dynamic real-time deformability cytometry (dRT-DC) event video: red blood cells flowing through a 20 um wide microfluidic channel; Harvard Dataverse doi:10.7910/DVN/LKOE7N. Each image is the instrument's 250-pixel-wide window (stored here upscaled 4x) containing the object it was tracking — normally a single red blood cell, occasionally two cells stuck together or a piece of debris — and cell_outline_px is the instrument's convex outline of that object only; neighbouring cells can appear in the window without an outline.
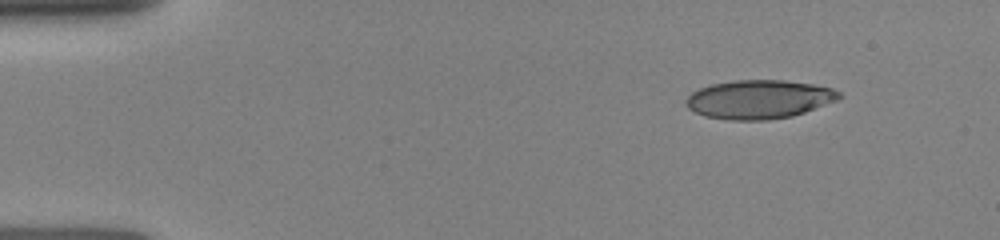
{"species": "human", "species_latin": "Homo sapiens", "temperature_condition": "room temperature", "stored_images_in_passage": 61, "camera_frame_rate_fps": 3000, "um_per_image_px": 0.085, "donor": {"sex": "female"}, "frame": {"image": 1, "passage_image": 1, "time_ms": 0.0, "image_size_px": [1000, 240], "cell_outline_px": [[840, 96], [836, 100], [804, 112], [792, 116], [768, 120], [728, 120], [704, 116], [688, 108], [684, 104], [684, 100], [692, 92], [700, 88], [712, 84], [736, 80], [784, 80], [812, 84], [832, 88], [840, 92]], "centroid_in_image_um": [64.47, 8.45], "position_along_channel_um": 20.5, "area_um2": 34.45}}
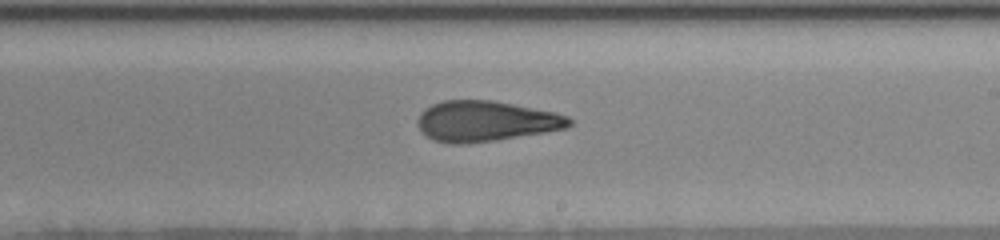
{"frame": {"image": 2, "passage_image": 31, "time_ms": 7.667, "image_size_px": [1000, 240], "cell_outline_px": [[572, 124], [568, 128], [496, 140], [468, 144], [448, 144], [432, 140], [420, 132], [420, 112], [424, 108], [432, 104], [444, 100], [492, 100], [556, 112], [568, 116], [572, 120]], "centroid_in_image_um": [41.29, 10.3], "position_along_channel_um": 247.7, "area_um2": 35.95}}
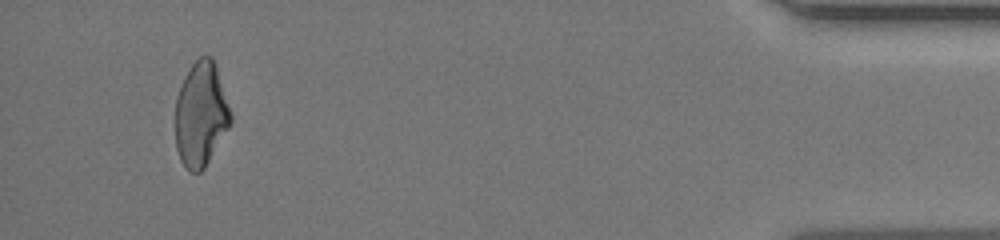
{"frame": {"image": 3, "passage_image": 60, "time_ms": 13.333, "image_size_px": [1000, 240], "cell_outline_px": [[232, 120], [228, 128], [204, 168], [200, 172], [188, 172], [184, 168], [180, 160], [176, 148], [176, 96], [180, 84], [184, 76], [192, 64], [200, 56], [212, 56], [232, 116]], "centroid_in_image_um": [17.05, 9.74], "position_along_channel_um": 418.2, "area_um2": 33.47}}